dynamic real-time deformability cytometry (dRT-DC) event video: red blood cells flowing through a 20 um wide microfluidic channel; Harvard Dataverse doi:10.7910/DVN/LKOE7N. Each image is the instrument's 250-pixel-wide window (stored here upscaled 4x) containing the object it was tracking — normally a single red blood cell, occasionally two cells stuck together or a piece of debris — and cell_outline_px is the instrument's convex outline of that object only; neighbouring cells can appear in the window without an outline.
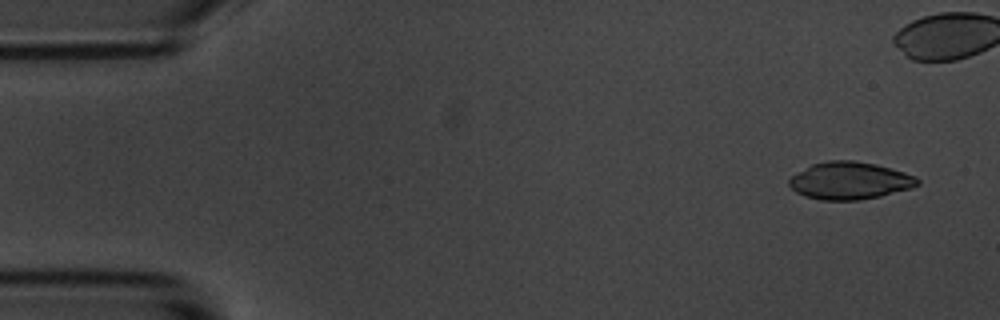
{"species": "common noctule bat (a hibernating species)", "species_latin": "Nyctalus noctula", "temperature_condition": "room temperature", "stored_images_in_passage": 7, "camera_frame_rate_fps": 3000, "um_per_image_px": 0.085, "animal": {"sex": "male", "body_mass_g": 20.1, "forearm_length_mm": 53.5}, "frame": {"image": 1, "passage_image": 1, "time_ms": 0.0, "image_size_px": [1000, 320], "cell_outline_px": [[920, 184], [912, 188], [880, 196], [860, 200], [820, 200], [804, 196], [796, 192], [788, 184], [788, 180], [792, 176], [812, 164], [828, 160], [856, 160], [876, 164], [904, 172], [916, 176], [920, 180]], "centroid_in_image_um": [72.24, 15.36], "position_along_channel_um": 12.8, "area_um2": 28.09}}